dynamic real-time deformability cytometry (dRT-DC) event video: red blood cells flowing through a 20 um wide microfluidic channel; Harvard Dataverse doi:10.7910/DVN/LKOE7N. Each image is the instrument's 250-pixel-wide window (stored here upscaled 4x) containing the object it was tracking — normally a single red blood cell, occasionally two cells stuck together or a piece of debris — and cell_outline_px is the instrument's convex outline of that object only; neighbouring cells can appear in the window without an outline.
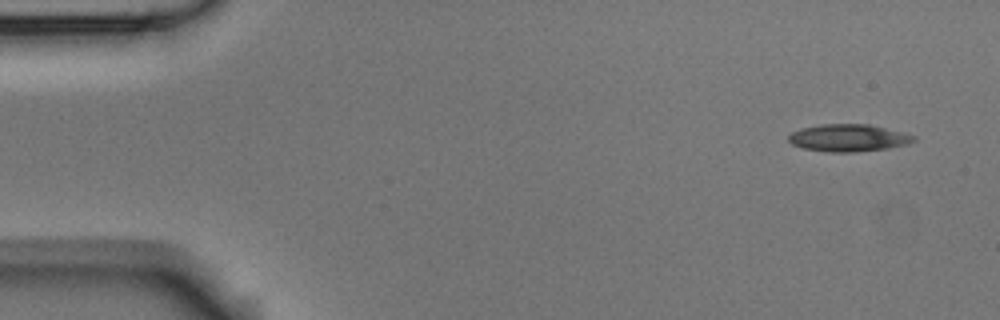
{"species": "Egyptian fruit bat (a non-hibernating species)", "species_latin": "Rousettus aegyptiacus", "temperature_condition": "room temperature", "stored_images_in_passage": 6, "camera_frame_rate_fps": 3000, "um_per_image_px": 0.085, "animal": {"sex": "male"}, "frame": {"image": 1, "passage_image": 1, "time_ms": 0.0, "image_size_px": [1000, 320], "cell_outline_px": [[916, 140], [908, 144], [888, 148], [852, 152], [828, 152], [804, 148], [792, 144], [788, 140], [788, 136], [792, 132], [800, 128], [820, 124], [868, 124], [916, 136]], "centroid_in_image_um": [72.09, 11.72], "position_along_channel_um": 12.9, "area_um2": 19.77}}
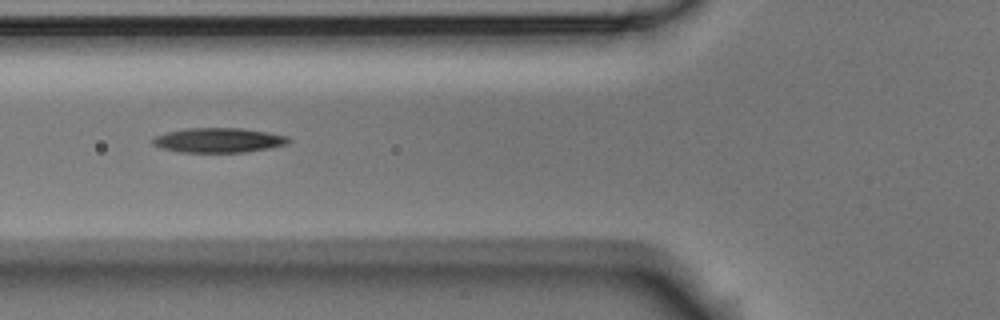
{"frame": {"image": 2, "passage_image": 6, "time_ms": 5.667, "image_size_px": [1000, 320], "cell_outline_px": [[292, 140], [288, 144], [268, 148], [244, 152], [180, 152], [164, 148], [152, 144], [152, 140], [156, 136], [168, 132], [184, 128], [240, 128], [288, 136]], "centroid_in_image_um": [18.59, 11.92], "position_along_channel_um": 107.2, "area_um2": 19.31}}